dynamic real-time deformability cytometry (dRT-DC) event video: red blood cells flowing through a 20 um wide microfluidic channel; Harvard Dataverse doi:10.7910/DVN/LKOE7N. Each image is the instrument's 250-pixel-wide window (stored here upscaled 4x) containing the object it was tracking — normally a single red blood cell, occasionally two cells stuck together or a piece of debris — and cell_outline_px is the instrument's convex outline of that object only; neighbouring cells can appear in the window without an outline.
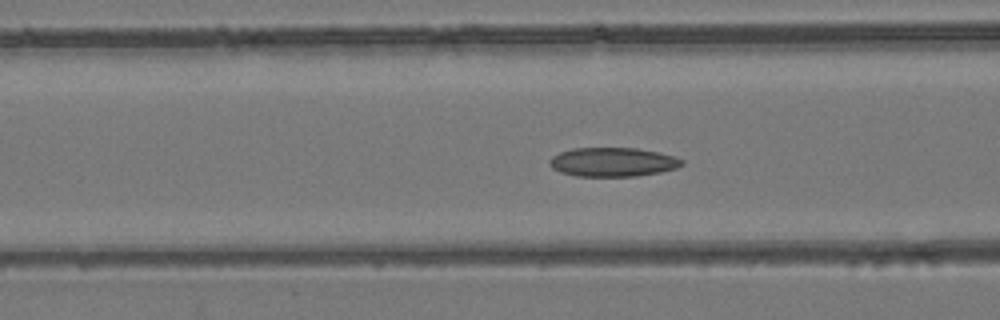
{"species": "common noctule bat (a hibernating species)", "species_latin": "Nyctalus noctula", "temperature_condition": "room temperature", "stored_images_in_passage": 54, "camera_frame_rate_fps": 3000, "um_per_image_px": 0.085, "animal": {"sex": "female", "body_mass_g": 24.6, "forearm_length_mm": 56.2}, "frame": {"image": 1, "passage_image": 22, "time_ms": 7.0, "image_size_px": [1000, 320], "cell_outline_px": [[684, 164], [676, 168], [660, 172], [636, 176], [576, 176], [560, 172], [552, 168], [548, 164], [548, 160], [552, 156], [560, 152], [572, 148], [636, 148], [660, 152], [684, 160]], "centroid_in_image_um": [52.06, 13.77], "position_along_channel_um": 114.5, "area_um2": 22.48}}
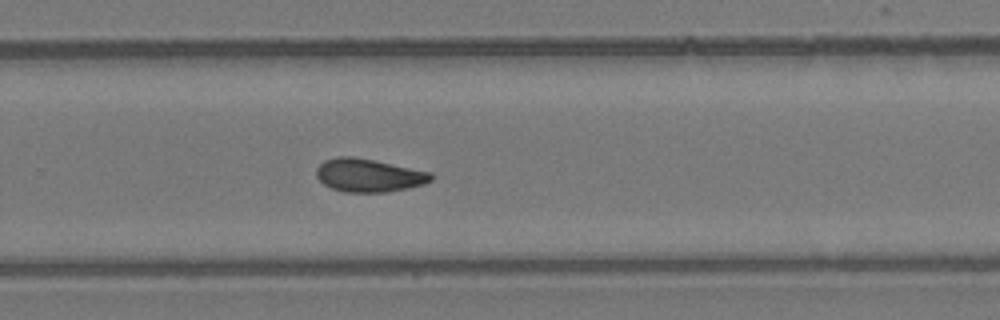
{"frame": {"image": 2, "passage_image": 36, "time_ms": 11.667, "image_size_px": [1000, 320], "cell_outline_px": [[432, 180], [424, 184], [408, 188], [388, 192], [344, 192], [332, 188], [324, 184], [316, 176], [316, 168], [324, 160], [336, 156], [352, 156], [432, 172]], "centroid_in_image_um": [31.33, 14.9], "position_along_channel_um": 298.5, "area_um2": 22.14}}
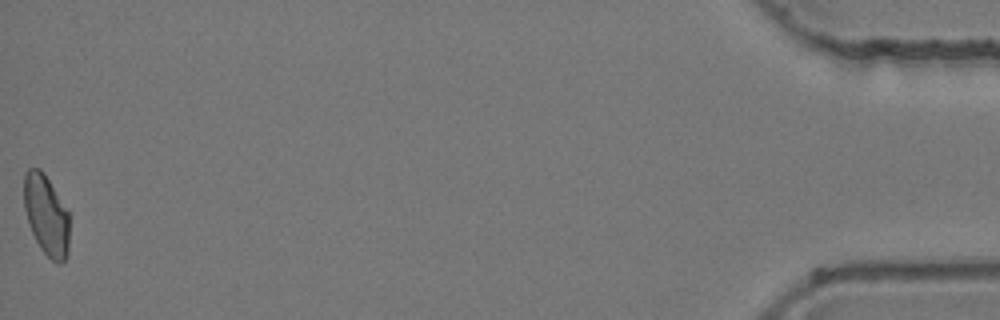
{"frame": {"image": 3, "passage_image": 54, "time_ms": 17.667, "image_size_px": [1000, 320], "cell_outline_px": [[68, 252], [64, 260], [60, 264], [52, 260], [40, 248], [32, 232], [24, 208], [24, 172], [28, 168], [40, 168], [48, 180], [68, 212]], "centroid_in_image_um": [3.91, 18.28], "position_along_channel_um": 431.3, "area_um2": 20.87}, "authors_computed_cell_mechanics": {"area_um2": 22.1374, "velocity_mm_per_s": 3.9392, "shape_relaxation_time_tau1_ms": null, "shape_relaxation_time_tau2_ms": 4.4389, "deformation_change_tau1": null, "deformation_change_tau2": 0.1092}}